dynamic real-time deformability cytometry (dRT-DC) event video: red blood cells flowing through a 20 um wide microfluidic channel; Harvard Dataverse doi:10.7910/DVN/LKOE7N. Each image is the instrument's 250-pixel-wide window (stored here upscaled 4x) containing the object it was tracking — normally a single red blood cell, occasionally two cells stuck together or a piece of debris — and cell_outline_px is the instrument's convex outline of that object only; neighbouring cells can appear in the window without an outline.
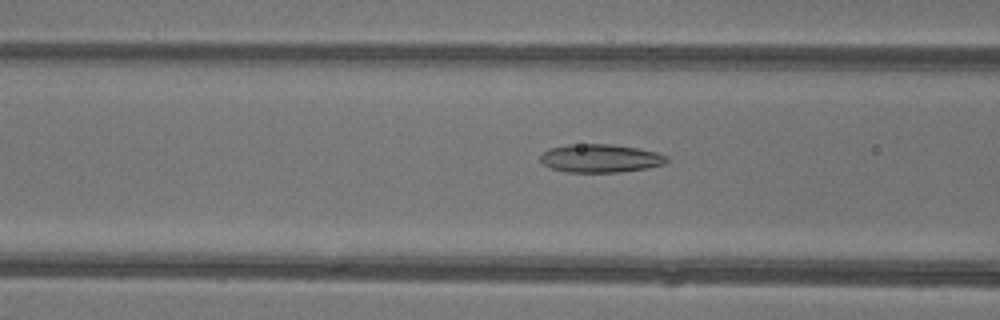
{"species": "common noctule bat (a hibernating species)", "species_latin": "Nyctalus noctula", "temperature_condition": "warm", "stored_images_in_passage": 32, "camera_frame_rate_fps": 3000, "um_per_image_px": 0.085, "animal": {"sex": "female"}, "frame": {"image": 1, "passage_image": 4, "time_ms": 1.0, "image_size_px": [1000, 320], "cell_outline_px": [[668, 160], [664, 164], [648, 168], [620, 172], [568, 172], [552, 168], [544, 164], [540, 160], [540, 156], [548, 148], [568, 144], [612, 144], [636, 148], [656, 152], [668, 156]], "centroid_in_image_um": [51.04, 13.45], "position_along_channel_um": 115.6, "area_um2": 20.81}}
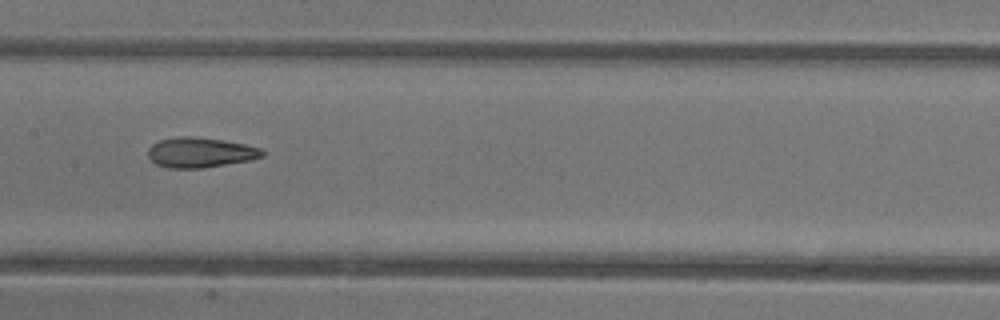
{"frame": {"image": 2, "passage_image": 9, "time_ms": 2.667, "image_size_px": [1000, 320], "cell_outline_px": [[264, 156], [252, 160], [204, 168], [168, 168], [156, 164], [148, 156], [148, 148], [152, 144], [160, 140], [176, 136], [192, 136], [224, 140], [244, 144], [260, 148], [264, 152]], "centroid_in_image_um": [17.02, 12.96], "position_along_channel_um": 190.4, "area_um2": 20.17}}
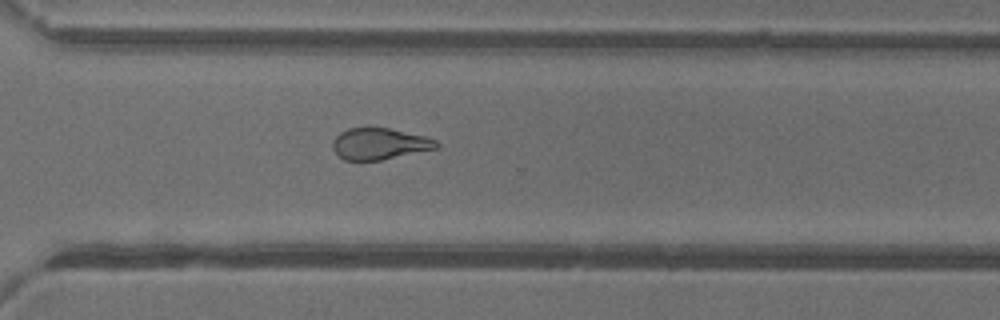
{"frame": {"image": 3, "passage_image": 19, "time_ms": 6.0, "image_size_px": [1000, 320], "cell_outline_px": [[440, 148], [380, 160], [344, 160], [332, 148], [332, 140], [340, 132], [348, 128], [388, 128], [424, 136], [436, 140], [440, 144]], "centroid_in_image_um": [32.27, 12.22], "position_along_channel_um": 338.3, "area_um2": 18.96}, "authors_computed_cell_mechanics": {"area_um2": 20.2589, "velocity_mm_per_s": 4.464, "shape_relaxation_time_tau1_ms": 5.6846, "shape_relaxation_time_tau2_ms": 1.6044, "deformation_change_tau1": 0.1953, "deformation_change_tau2": 0.0998}}